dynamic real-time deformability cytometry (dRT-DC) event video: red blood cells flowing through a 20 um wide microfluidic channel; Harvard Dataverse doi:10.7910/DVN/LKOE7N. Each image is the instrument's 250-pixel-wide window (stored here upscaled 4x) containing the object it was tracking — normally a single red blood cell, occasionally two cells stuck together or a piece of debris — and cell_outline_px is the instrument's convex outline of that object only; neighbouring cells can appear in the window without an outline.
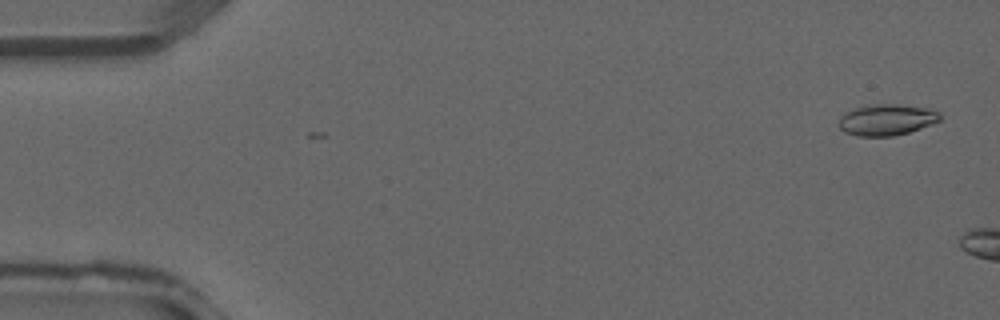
{"species": "common noctule bat (a hibernating species)", "species_latin": "Nyctalus noctula", "temperature_condition": "warm", "stored_images_in_passage": 3, "camera_frame_rate_fps": 3000, "um_per_image_px": 0.085, "animal": {"sex": "male", "forearm_length_mm": 52.5}, "frame": {"image": 1, "passage_image": 2, "time_ms": 0.333, "image_size_px": [1000, 320], "cell_outline_px": [[940, 120], [920, 128], [908, 132], [892, 136], [856, 136], [844, 132], [836, 124], [840, 116], [856, 108], [880, 104], [896, 104], [928, 108], [940, 112]], "centroid_in_image_um": [75.34, 10.19], "position_along_channel_um": 9.7, "area_um2": 18.21}}